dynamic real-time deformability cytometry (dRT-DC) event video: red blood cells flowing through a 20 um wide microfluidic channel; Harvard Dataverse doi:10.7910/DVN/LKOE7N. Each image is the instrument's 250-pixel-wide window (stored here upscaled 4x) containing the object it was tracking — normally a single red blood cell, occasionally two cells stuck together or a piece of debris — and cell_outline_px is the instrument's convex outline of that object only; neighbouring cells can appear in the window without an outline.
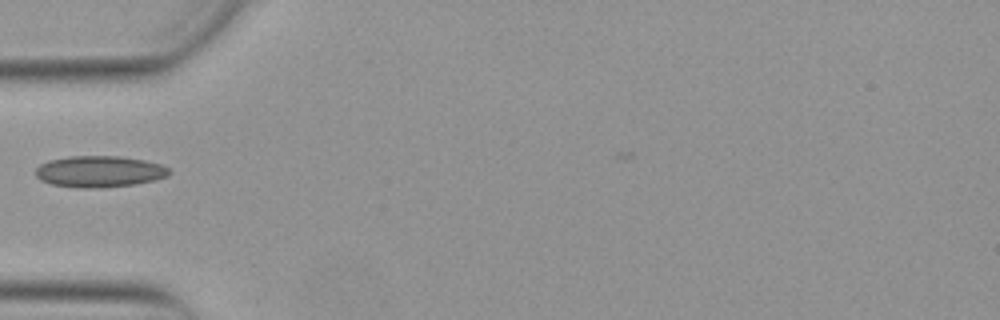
{"species": "Egyptian fruit bat (a non-hibernating species)", "species_latin": "Rousettus aegyptiacus", "temperature_condition": "warm", "stored_images_in_passage": 36, "camera_frame_rate_fps": 3000, "um_per_image_px": 0.085, "animal": {"sex": "female"}, "frame": {"image": 1, "passage_image": 1, "time_ms": 0.0, "image_size_px": [1000, 320], "cell_outline_px": [[172, 172], [168, 176], [136, 184], [104, 188], [80, 188], [52, 184], [40, 180], [36, 176], [36, 168], [40, 164], [48, 160], [68, 156], [120, 156], [144, 160], [160, 164], [168, 168]], "centroid_in_image_um": [8.44, 14.58], "position_along_channel_um": 76.6, "area_um2": 24.57}}
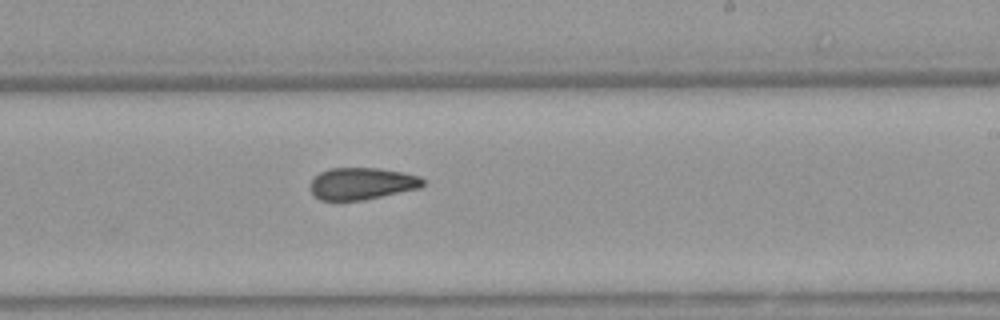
{"frame": {"image": 2, "passage_image": 15, "time_ms": 4.667, "image_size_px": [1000, 320], "cell_outline_px": [[424, 184], [420, 188], [364, 200], [320, 200], [308, 188], [308, 184], [320, 172], [328, 168], [380, 168], [420, 176], [424, 180]], "centroid_in_image_um": [30.74, 15.6], "position_along_channel_um": 258.3, "area_um2": 21.04}}
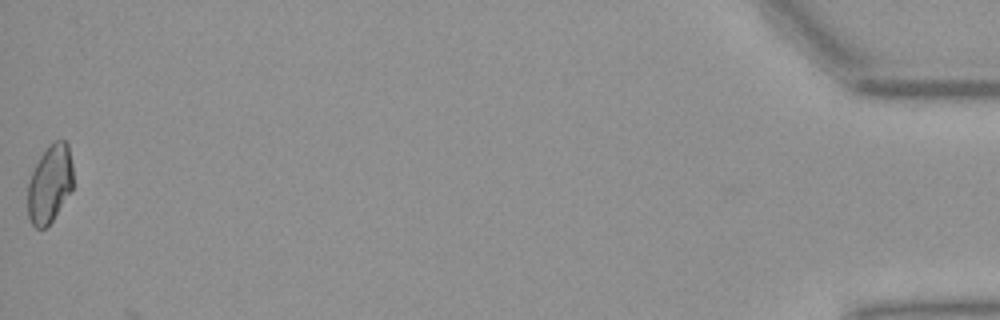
{"frame": {"image": 3, "passage_image": 36, "time_ms": 11.667, "image_size_px": [1000, 320], "cell_outline_px": [[72, 188], [52, 220], [44, 228], [36, 228], [32, 224], [28, 216], [28, 180], [40, 156], [48, 144], [56, 140], [64, 140], [68, 144], [72, 164]], "centroid_in_image_um": [4.22, 15.59], "position_along_channel_um": 431.0, "area_um2": 20.4}}